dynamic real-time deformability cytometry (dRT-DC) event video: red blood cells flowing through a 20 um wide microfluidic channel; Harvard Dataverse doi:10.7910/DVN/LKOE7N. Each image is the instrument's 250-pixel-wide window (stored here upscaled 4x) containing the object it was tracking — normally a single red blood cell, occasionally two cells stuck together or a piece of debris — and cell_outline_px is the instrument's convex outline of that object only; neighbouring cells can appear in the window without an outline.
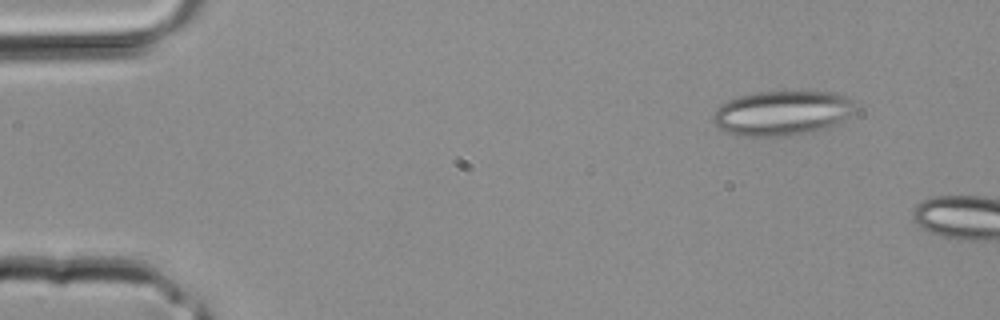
{"species": "common noctule bat (a hibernating species)", "species_latin": "Nyctalus noctula", "temperature_condition": "room temperature", "stored_images_in_passage": 2, "camera_frame_rate_fps": 3000, "um_per_image_px": 0.085, "animal": {"sex": "male", "body_mass_g": 20.4}, "frame": {"image": 1, "passage_image": 1, "time_ms": 0.0, "image_size_px": [1000, 320], "cell_outline_px": [[852, 112], [848, 116], [816, 132], [796, 136], [740, 136], [728, 132], [720, 128], [712, 120], [712, 116], [716, 108], [720, 104], [728, 100], [740, 96], [756, 92], [836, 92], [852, 100]], "centroid_in_image_um": [66.42, 9.62], "position_along_channel_um": 18.6, "area_um2": 36.82}}